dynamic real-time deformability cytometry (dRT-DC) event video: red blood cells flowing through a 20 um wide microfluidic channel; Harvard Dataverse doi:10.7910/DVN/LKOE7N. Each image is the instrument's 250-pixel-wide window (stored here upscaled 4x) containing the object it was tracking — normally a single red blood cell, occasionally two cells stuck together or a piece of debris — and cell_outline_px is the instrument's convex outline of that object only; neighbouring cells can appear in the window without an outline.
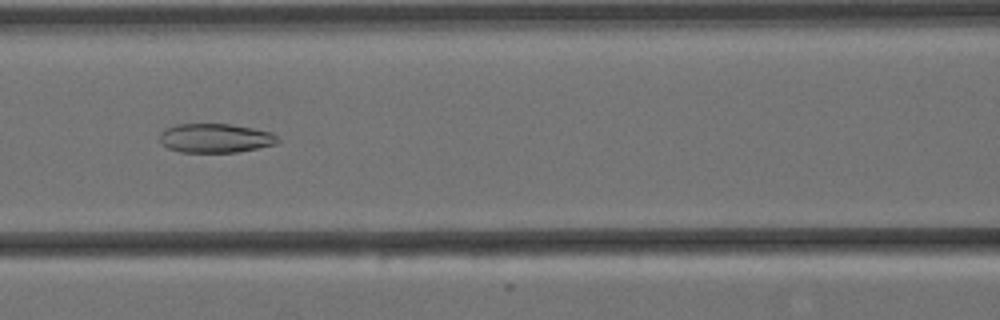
{"species": "Egyptian fruit bat (a non-hibernating species)", "species_latin": "Rousettus aegyptiacus", "temperature_condition": "cold", "stored_images_in_passage": 6, "camera_frame_rate_fps": 3000, "um_per_image_px": 0.085, "animal": {"sex": "female"}, "frame": {"image": 1, "passage_image": 6, "time_ms": 1.667, "image_size_px": [1000, 320], "cell_outline_px": [[280, 140], [276, 144], [236, 152], [180, 152], [168, 148], [160, 144], [160, 132], [164, 128], [176, 124], [228, 124], [252, 128], [272, 132]], "centroid_in_image_um": [18.26, 11.74], "position_along_channel_um": 148.3, "area_um2": 20.06}}